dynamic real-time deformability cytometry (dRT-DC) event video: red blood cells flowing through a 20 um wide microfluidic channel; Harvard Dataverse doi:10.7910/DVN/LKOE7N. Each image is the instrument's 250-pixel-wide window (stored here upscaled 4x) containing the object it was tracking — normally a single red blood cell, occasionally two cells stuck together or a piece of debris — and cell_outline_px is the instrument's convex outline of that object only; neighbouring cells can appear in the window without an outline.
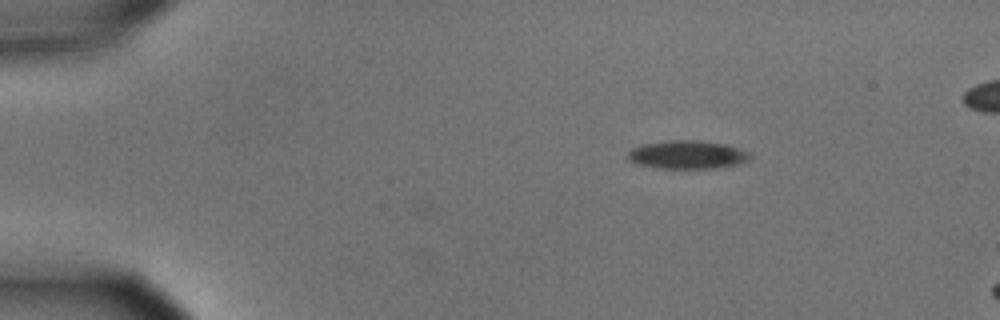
{"species": "common noctule bat (a hibernating species)", "species_latin": "Nyctalus noctula", "temperature_condition": "cold", "stored_images_in_passage": 3, "camera_frame_rate_fps": 3000, "um_per_image_px": 0.085, "animal": {"sex": "male", "body_mass_g": 15.6}, "frame": {"image": 1, "passage_image": 1, "time_ms": 0.0, "image_size_px": [1000, 320], "cell_outline_px": [[752, 160], [740, 164], [716, 168], [656, 168], [640, 164], [632, 160], [628, 156], [628, 152], [632, 148], [644, 144], [664, 140], [700, 140], [724, 144], [740, 148], [752, 152]], "centroid_in_image_um": [58.53, 13.14], "position_along_channel_um": 26.5, "area_um2": 20.35}}